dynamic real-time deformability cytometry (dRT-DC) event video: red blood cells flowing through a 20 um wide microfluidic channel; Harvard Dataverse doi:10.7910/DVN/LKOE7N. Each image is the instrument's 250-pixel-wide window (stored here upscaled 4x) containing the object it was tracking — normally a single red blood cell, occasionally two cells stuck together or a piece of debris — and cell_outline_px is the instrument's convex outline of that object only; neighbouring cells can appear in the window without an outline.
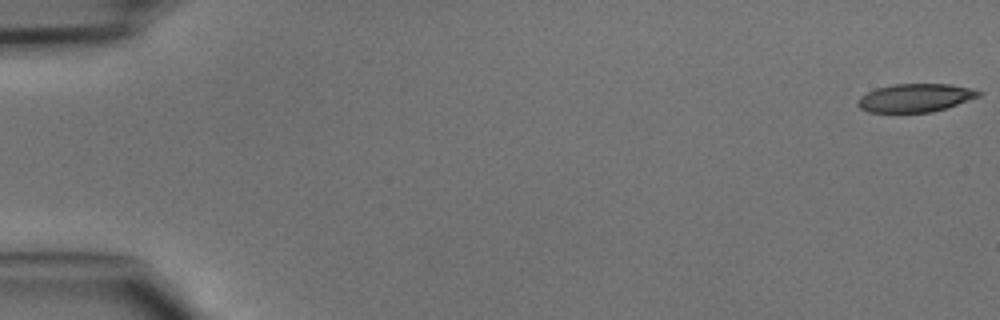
{"species": "common noctule bat (a hibernating species)", "species_latin": "Nyctalus noctula", "temperature_condition": "cold", "stored_images_in_passage": 47, "camera_frame_rate_fps": 3000, "um_per_image_px": 0.085, "animal": {"sex": "male", "body_mass_g": 15.6}, "frame": {"image": 1, "passage_image": 1, "time_ms": 0.0, "image_size_px": [1000, 320], "cell_outline_px": [[984, 92], [980, 96], [932, 112], [868, 112], [860, 108], [856, 104], [856, 100], [860, 96], [876, 88], [892, 84], [952, 84], [976, 88]], "centroid_in_image_um": [77.81, 8.3], "position_along_channel_um": 7.2, "area_um2": 20.06}}
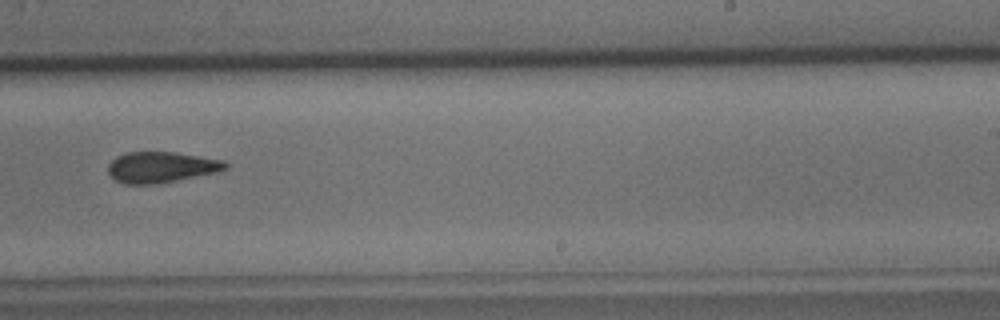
{"frame": {"image": 2, "passage_image": 30, "time_ms": 9.667, "image_size_px": [1000, 320], "cell_outline_px": [[228, 168], [216, 172], [156, 184], [124, 184], [116, 180], [108, 172], [108, 164], [116, 156], [128, 152], [172, 152], [224, 160], [228, 164]], "centroid_in_image_um": [13.68, 14.21], "position_along_channel_um": 275.3, "area_um2": 20.92}}
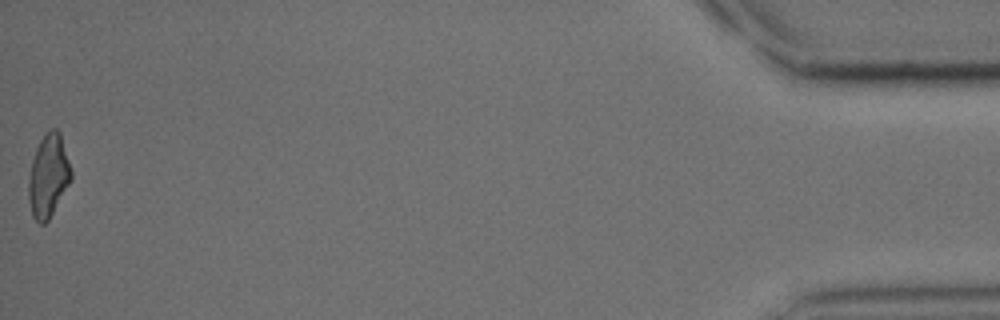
{"frame": {"image": 3, "passage_image": 47, "time_ms": 15.333, "image_size_px": [1000, 320], "cell_outline_px": [[72, 180], [48, 220], [44, 224], [40, 224], [32, 216], [28, 200], [28, 176], [32, 160], [36, 148], [44, 132], [52, 128], [56, 128], [60, 132], [72, 172]], "centroid_in_image_um": [4.1, 14.94], "position_along_channel_um": 431.1, "area_um2": 20.75}}